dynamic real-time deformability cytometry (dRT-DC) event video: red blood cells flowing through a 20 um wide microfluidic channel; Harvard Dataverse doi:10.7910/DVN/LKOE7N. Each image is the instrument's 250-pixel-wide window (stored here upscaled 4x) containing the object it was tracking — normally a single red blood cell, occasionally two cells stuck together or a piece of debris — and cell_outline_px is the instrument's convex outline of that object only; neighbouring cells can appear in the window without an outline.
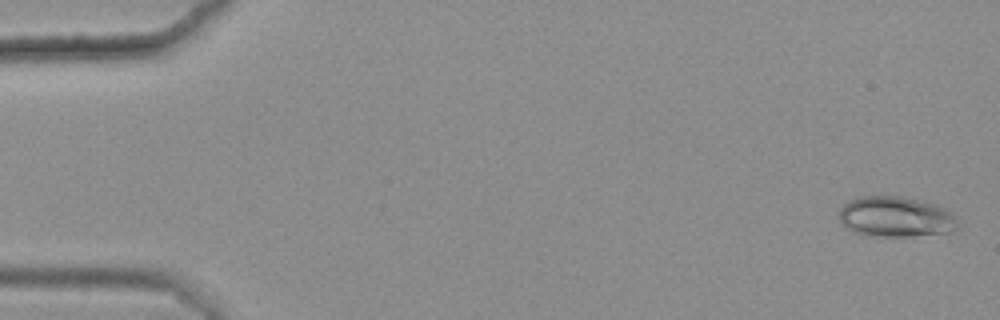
{"species": "common noctule bat (a hibernating species)", "species_latin": "Nyctalus noctula", "temperature_condition": "warm", "stored_images_in_passage": 49, "camera_frame_rate_fps": 3000, "um_per_image_px": 0.085, "animal": {"sex": "female", "body_mass_g": 25.1}, "frame": {"image": 1, "passage_image": 2, "time_ms": 0.333, "image_size_px": [1000, 320], "cell_outline_px": [[956, 228], [948, 232], [908, 236], [880, 236], [852, 232], [840, 220], [840, 208], [848, 200], [860, 196], [900, 196], [932, 204], [944, 208], [956, 216]], "centroid_in_image_um": [76.1, 18.42], "position_along_channel_um": 8.9, "area_um2": 27.51}}
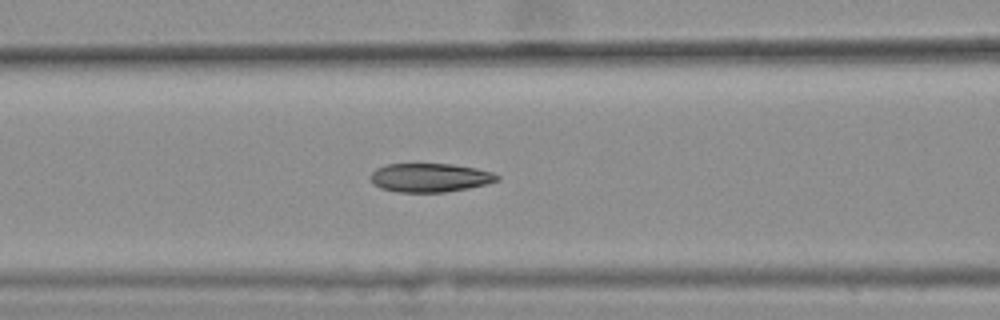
{"frame": {"image": 2, "passage_image": 24, "time_ms": 7.667, "image_size_px": [1000, 320], "cell_outline_px": [[500, 180], [468, 188], [444, 192], [396, 192], [380, 188], [372, 184], [368, 176], [376, 168], [388, 164], [452, 164], [476, 168], [492, 172], [500, 176]], "centroid_in_image_um": [36.5, 15.1], "position_along_channel_um": 130.1, "area_um2": 21.33}}
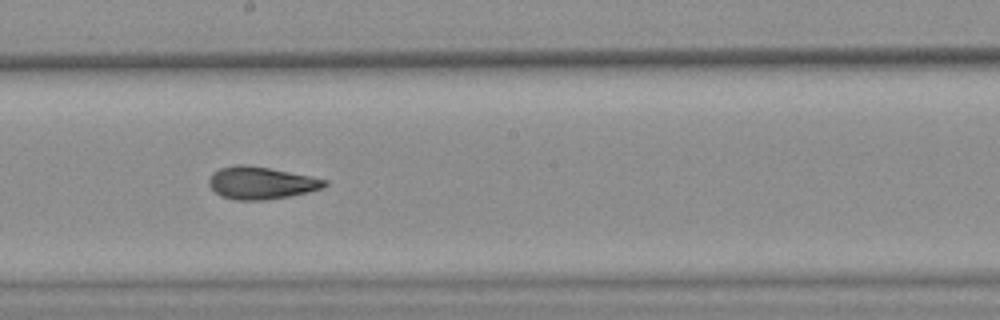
{"frame": {"image": 3, "passage_image": 32, "time_ms": 10.333, "image_size_px": [1000, 320], "cell_outline_px": [[328, 184], [324, 188], [308, 192], [288, 196], [264, 200], [236, 200], [220, 196], [208, 184], [208, 180], [212, 172], [220, 168], [236, 164], [244, 164], [268, 168], [328, 180]], "centroid_in_image_um": [22.16, 15.55], "position_along_channel_um": 226.0, "area_um2": 21.73}, "authors_computed_cell_mechanics": {"area_um2": 22.253, "velocity_mm_per_s": 3.6069, "shape_relaxation_time_tau1_ms": 10.3462, "shape_relaxation_time_tau2_ms": 2.2258, "deformation_change_tau1": 0.2395, "deformation_change_tau2": 0.0828}}